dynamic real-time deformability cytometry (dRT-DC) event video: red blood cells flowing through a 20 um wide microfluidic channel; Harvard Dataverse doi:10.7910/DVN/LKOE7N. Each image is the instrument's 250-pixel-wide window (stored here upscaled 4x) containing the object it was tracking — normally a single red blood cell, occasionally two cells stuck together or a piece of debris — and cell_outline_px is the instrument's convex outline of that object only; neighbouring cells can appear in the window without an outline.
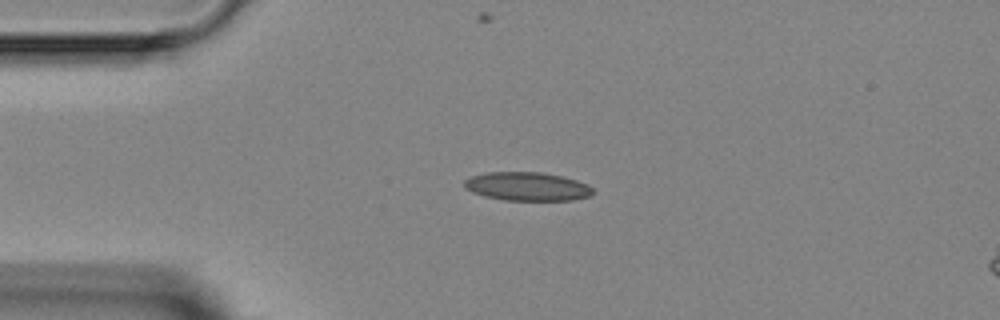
{"species": "Egyptian fruit bat (a non-hibernating species)", "species_latin": "Rousettus aegyptiacus", "temperature_condition": "room temperature", "stored_images_in_passage": 7, "camera_frame_rate_fps": 3000, "um_per_image_px": 0.085, "animal": {"sex": "female"}, "frame": {"image": 1, "passage_image": 3, "time_ms": 2.333, "image_size_px": [1000, 320], "cell_outline_px": [[592, 196], [572, 200], [504, 200], [484, 196], [472, 192], [464, 188], [464, 180], [472, 176], [488, 172], [540, 172], [560, 176], [576, 180], [588, 184], [592, 188]], "centroid_in_image_um": [44.8, 15.85], "position_along_channel_um": 40.2, "area_um2": 21.39}}
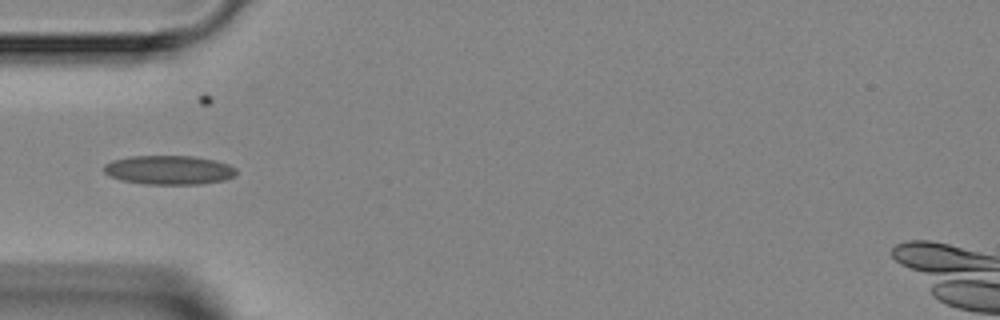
{"frame": {"image": 2, "passage_image": 4, "time_ms": 3.667, "image_size_px": [1000, 320], "cell_outline_px": [[236, 176], [224, 180], [204, 184], [144, 184], [120, 180], [108, 176], [104, 172], [104, 164], [112, 160], [132, 156], [192, 156], [216, 160], [228, 164], [236, 168]], "centroid_in_image_um": [14.36, 14.45], "position_along_channel_um": 70.6, "area_um2": 22.66}}
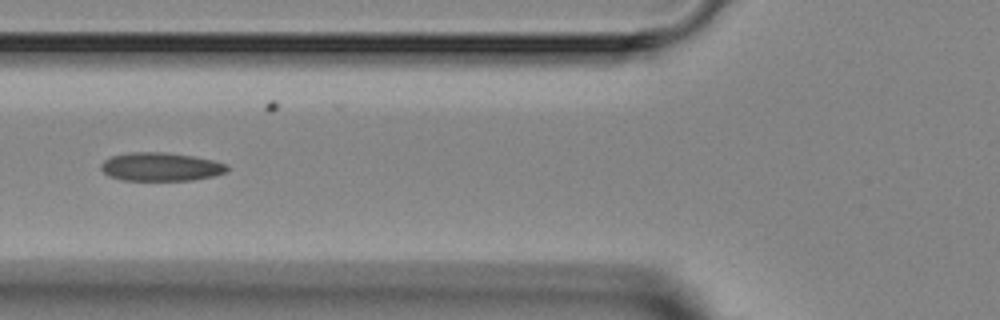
{"frame": {"image": 3, "passage_image": 5, "time_ms": 4.667, "image_size_px": [1000, 320], "cell_outline_px": [[228, 172], [212, 176], [192, 180], [124, 180], [108, 176], [100, 168], [100, 164], [104, 160], [112, 156], [128, 152], [164, 152], [192, 156], [212, 160], [228, 164]], "centroid_in_image_um": [13.66, 14.17], "position_along_channel_um": 112.1, "area_um2": 20.92}}